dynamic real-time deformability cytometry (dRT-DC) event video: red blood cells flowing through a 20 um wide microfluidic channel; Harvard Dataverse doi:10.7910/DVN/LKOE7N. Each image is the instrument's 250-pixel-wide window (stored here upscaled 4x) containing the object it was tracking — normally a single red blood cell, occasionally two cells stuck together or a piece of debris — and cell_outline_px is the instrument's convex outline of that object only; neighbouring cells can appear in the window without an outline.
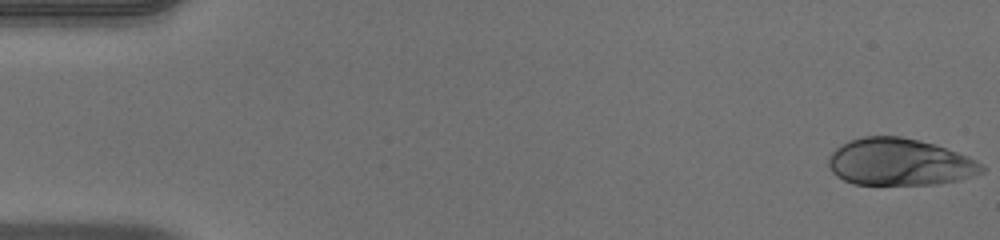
{"species": "human", "species_latin": "Homo sapiens", "temperature_condition": "warm", "stored_images_in_passage": 51, "camera_frame_rate_fps": 3000, "um_per_image_px": 0.085, "donor": {"sex": "male"}, "frame": {"image": 1, "passage_image": 1, "time_ms": 0.0, "image_size_px": [1000, 240], "cell_outline_px": [[984, 172], [960, 180], [936, 184], [852, 184], [836, 176], [832, 172], [828, 164], [828, 160], [832, 152], [836, 148], [848, 140], [864, 136], [900, 136], [936, 144], [968, 156], [976, 160], [984, 168]], "centroid_in_image_um": [76.46, 13.77], "position_along_channel_um": 8.5, "area_um2": 42.08}}
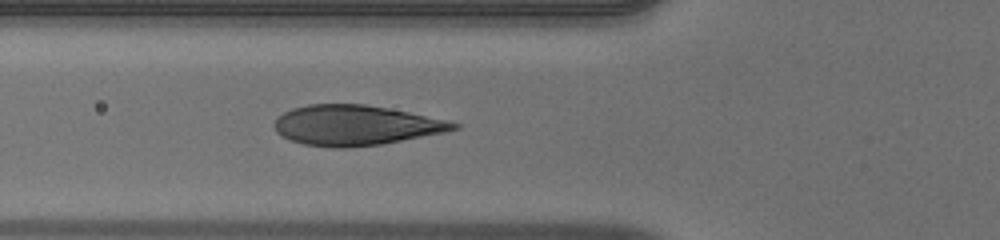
{"frame": {"image": 2, "passage_image": 19, "time_ms": 6.0, "image_size_px": [1000, 240], "cell_outline_px": [[460, 128], [444, 132], [380, 144], [344, 148], [336, 148], [304, 144], [288, 140], [276, 132], [272, 124], [284, 112], [292, 108], [308, 104], [364, 104], [388, 108], [448, 120], [460, 124]], "centroid_in_image_um": [30.19, 10.64], "position_along_channel_um": 95.6, "area_um2": 41.73}}
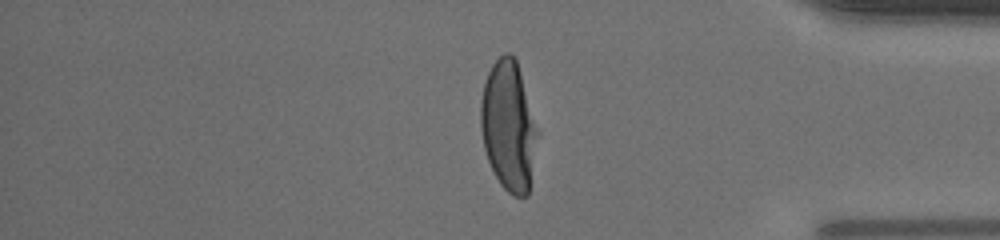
{"frame": {"image": 3, "passage_image": 43, "time_ms": 14.0, "image_size_px": [1000, 240], "cell_outline_px": [[540, 136], [528, 196], [512, 196], [500, 184], [488, 160], [484, 148], [480, 128], [480, 104], [484, 84], [488, 72], [492, 64], [504, 52], [508, 52], [516, 60], [540, 132]], "centroid_in_image_um": [43.26, 10.74], "position_along_channel_um": 391.9, "area_um2": 43.52}, "authors_computed_cell_mechanics": {"area_um2": 42.3674, "velocity_mm_per_s": 3.9869, "shape_relaxation_time_tau1_ms": 4.7353, "shape_relaxation_time_tau2_ms": null, "deformation_change_tau1": 0.2544, "deformation_change_tau2": null}}